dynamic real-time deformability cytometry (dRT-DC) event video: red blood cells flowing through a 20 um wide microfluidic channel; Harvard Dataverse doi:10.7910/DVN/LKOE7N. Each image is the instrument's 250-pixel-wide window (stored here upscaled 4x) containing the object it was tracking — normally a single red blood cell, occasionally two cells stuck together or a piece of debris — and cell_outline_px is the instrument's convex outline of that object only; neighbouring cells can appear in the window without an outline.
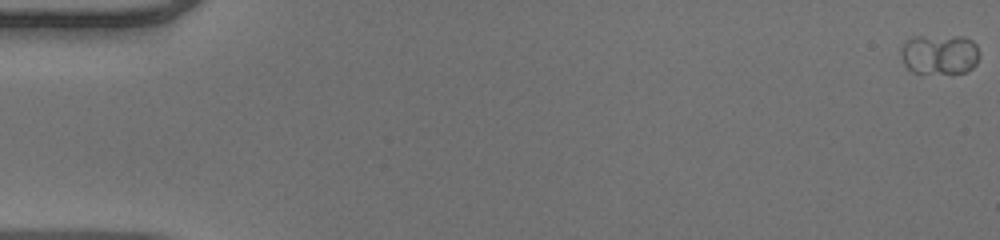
{"species": "human", "species_latin": "Homo sapiens", "temperature_condition": "warm", "stored_images_in_passage": 53, "camera_frame_rate_fps": 3000, "um_per_image_px": 0.085, "donor": {"sex": "male"}, "frame": {"image": 1, "passage_image": 1, "time_ms": 0.0, "image_size_px": [1000, 240], "cell_outline_px": [[980, 56], [976, 64], [972, 68], [964, 72], [912, 72], [904, 64], [900, 52], [900, 48], [904, 40], [912, 36], [964, 36], [972, 40], [976, 44], [980, 52]], "centroid_in_image_um": [79.86, 4.58], "position_along_channel_um": 5.1, "area_um2": 18.55}}
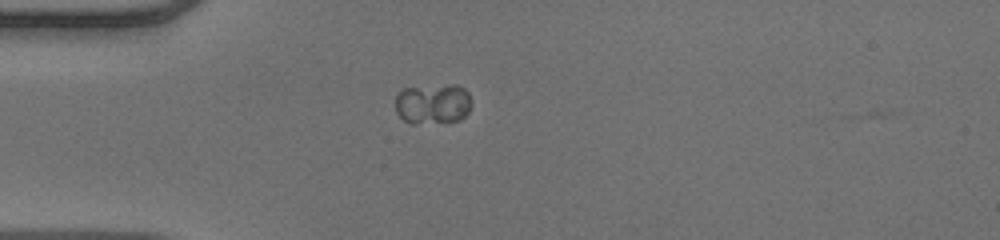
{"frame": {"image": 2, "passage_image": 16, "time_ms": 5.0, "image_size_px": [1000, 240], "cell_outline_px": [[472, 104], [468, 112], [460, 120], [416, 124], [412, 124], [404, 120], [396, 112], [396, 92], [404, 88], [448, 84], [456, 84], [464, 88], [468, 92], [472, 100]], "centroid_in_image_um": [36.8, 8.81], "position_along_channel_um": 48.2, "area_um2": 18.21}}